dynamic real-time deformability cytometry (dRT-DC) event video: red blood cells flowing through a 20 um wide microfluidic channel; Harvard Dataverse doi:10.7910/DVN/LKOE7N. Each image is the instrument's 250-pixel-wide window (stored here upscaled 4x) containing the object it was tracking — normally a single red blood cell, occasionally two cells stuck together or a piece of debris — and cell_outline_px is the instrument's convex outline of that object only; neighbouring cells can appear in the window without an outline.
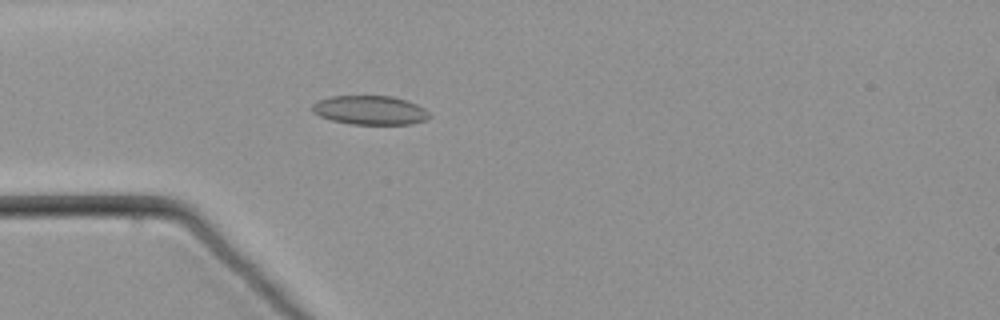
{"species": "common noctule bat (a hibernating species)", "species_latin": "Nyctalus noctula", "temperature_condition": "warm", "stored_images_in_passage": 57, "camera_frame_rate_fps": 3000, "um_per_image_px": 0.085, "animal": {"sex": "male", "body_mass_g": 21.5, "forearm_length_mm": 52.0}, "frame": {"image": 1, "passage_image": 17, "time_ms": 5.333, "image_size_px": [1000, 320], "cell_outline_px": [[432, 116], [424, 120], [412, 124], [352, 124], [332, 120], [320, 116], [312, 112], [312, 104], [320, 100], [332, 96], [392, 96], [416, 104], [424, 108]], "centroid_in_image_um": [31.45, 9.37], "position_along_channel_um": 53.5, "area_um2": 19.65}}
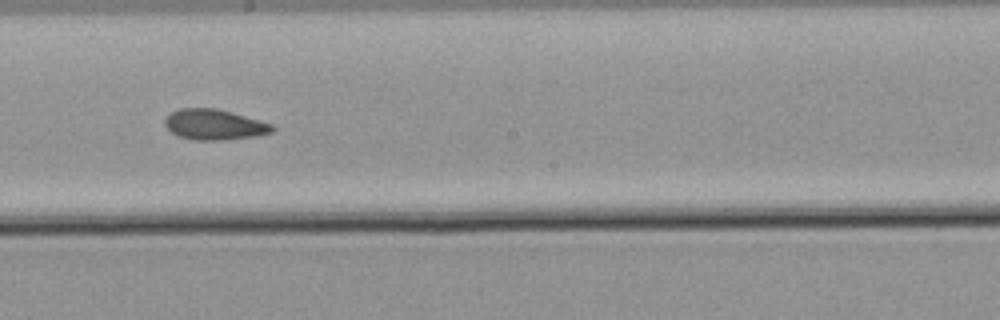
{"frame": {"image": 2, "passage_image": 32, "time_ms": 10.333, "image_size_px": [1000, 320], "cell_outline_px": [[276, 128], [272, 132], [252, 136], [220, 140], [196, 140], [180, 136], [172, 132], [164, 124], [164, 120], [172, 112], [180, 108], [216, 108], [232, 112], [272, 124]], "centroid_in_image_um": [18.21, 10.58], "position_along_channel_um": 230.0, "area_um2": 18.79}}
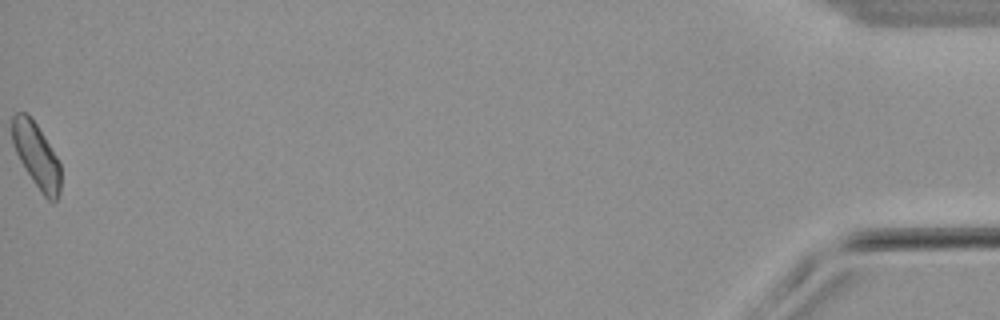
{"frame": {"image": 3, "passage_image": 57, "time_ms": 18.667, "image_size_px": [1000, 320], "cell_outline_px": [[60, 192], [56, 200], [52, 204], [40, 192], [32, 180], [20, 160], [12, 144], [12, 116], [16, 112], [28, 112], [32, 116], [56, 156], [60, 164]], "centroid_in_image_um": [3.09, 13.2], "position_along_channel_um": 432.1, "area_um2": 18.44}}